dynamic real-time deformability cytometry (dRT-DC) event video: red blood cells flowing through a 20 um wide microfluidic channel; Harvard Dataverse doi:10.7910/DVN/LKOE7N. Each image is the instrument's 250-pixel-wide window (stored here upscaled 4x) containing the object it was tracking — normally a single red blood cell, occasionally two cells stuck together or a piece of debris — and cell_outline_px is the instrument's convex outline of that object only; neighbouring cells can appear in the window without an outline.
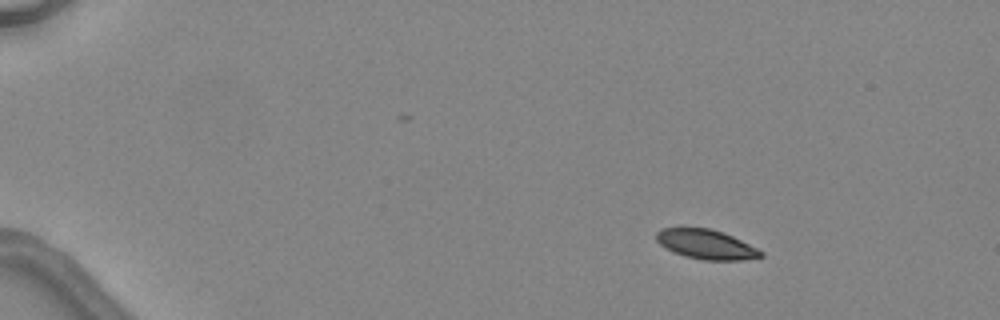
{"species": "common noctule bat (a hibernating species)", "species_latin": "Nyctalus noctula", "temperature_condition": "warm", "stored_images_in_passage": 5, "camera_frame_rate_fps": 3000, "um_per_image_px": 0.085, "animal": {"sex": "female", "body_mass_g": 24.6, "forearm_length_mm": 56.2}, "frame": {"image": 1, "passage_image": 1, "time_ms": 0.0, "image_size_px": [1000, 320], "cell_outline_px": [[764, 256], [744, 260], [704, 260], [684, 256], [660, 244], [656, 240], [656, 232], [660, 228], [712, 228], [724, 232], [764, 252]], "centroid_in_image_um": [60.03, 20.76], "position_along_channel_um": 25.0, "area_um2": 17.86}}